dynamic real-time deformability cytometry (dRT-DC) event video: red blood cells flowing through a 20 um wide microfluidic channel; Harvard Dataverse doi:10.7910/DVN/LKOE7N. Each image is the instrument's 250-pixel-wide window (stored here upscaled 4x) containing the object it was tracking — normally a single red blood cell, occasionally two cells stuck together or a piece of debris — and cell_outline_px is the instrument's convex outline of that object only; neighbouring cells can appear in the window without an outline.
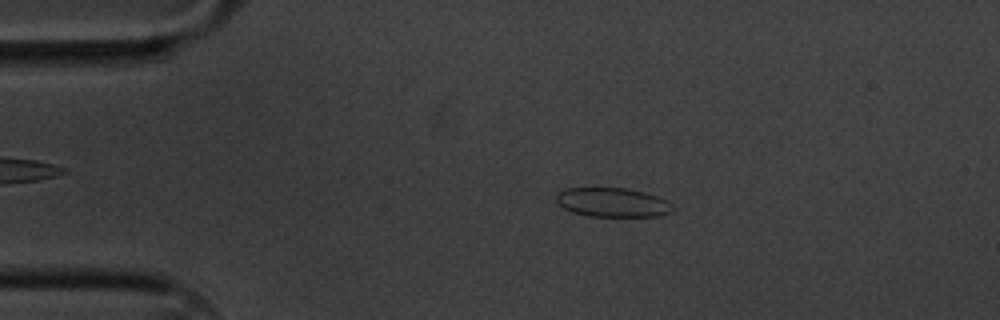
{"species": "common noctule bat (a hibernating species)", "species_latin": "Nyctalus noctula", "temperature_condition": "cold", "stored_images_in_passage": 52, "camera_frame_rate_fps": 3000, "um_per_image_px": 0.085, "animal": {"sex": "male", "body_mass_g": 20.1, "forearm_length_mm": 53.5}, "frame": {"image": 1, "passage_image": 4, "time_ms": 1.0, "image_size_px": [1000, 320], "cell_outline_px": [[676, 208], [672, 212], [660, 216], [588, 216], [572, 212], [564, 208], [556, 200], [556, 192], [564, 188], [628, 188], [644, 192], [656, 196], [672, 204]], "centroid_in_image_um": [52.07, 17.2], "position_along_channel_um": 32.9, "area_um2": 19.88}}
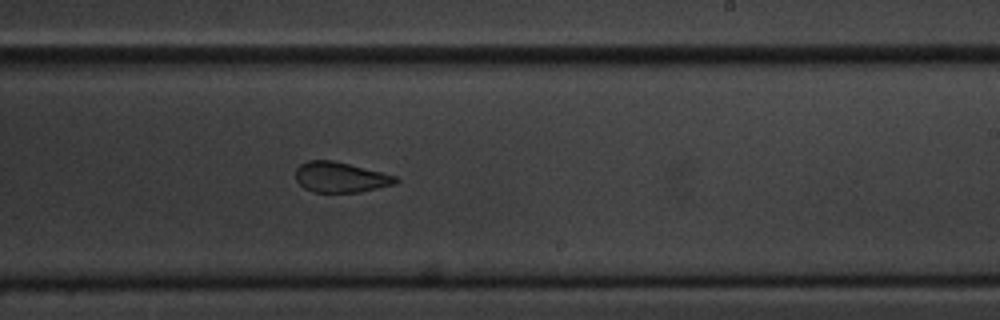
{"frame": {"image": 2, "passage_image": 28, "time_ms": 9.0, "image_size_px": [1000, 320], "cell_outline_px": [[400, 180], [396, 184], [360, 192], [316, 192], [304, 188], [296, 180], [296, 168], [300, 164], [308, 160], [332, 160], [396, 176]], "centroid_in_image_um": [28.94, 15.07], "position_along_channel_um": 260.1, "area_um2": 17.57}}
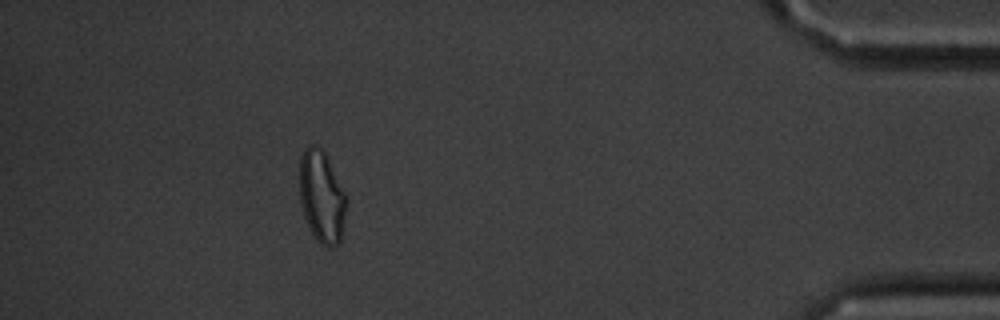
{"frame": {"image": 3, "passage_image": 46, "time_ms": 15.0, "image_size_px": [1000, 320], "cell_outline_px": [[344, 220], [340, 240], [332, 248], [328, 248], [320, 244], [316, 240], [304, 216], [300, 204], [300, 156], [304, 148], [308, 144], [312, 144], [320, 148], [328, 156], [344, 192]], "centroid_in_image_um": [27.31, 16.69], "position_along_channel_um": 407.9, "area_um2": 24.85}, "authors_computed_cell_mechanics": {"area_um2": 19.4786, "velocity_mm_per_s": 3.3379, "shape_relaxation_time_tau1_ms": 7.7846, "shape_relaxation_time_tau2_ms": 1.8787, "deformation_change_tau1": 0.1156, "deformation_change_tau2": 0.0633}}